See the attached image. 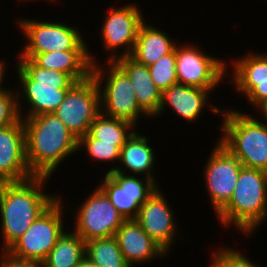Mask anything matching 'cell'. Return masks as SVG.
<instances>
[{
    "instance_id": "cell-13",
    "label": "cell",
    "mask_w": 267,
    "mask_h": 267,
    "mask_svg": "<svg viewBox=\"0 0 267 267\" xmlns=\"http://www.w3.org/2000/svg\"><path fill=\"white\" fill-rule=\"evenodd\" d=\"M139 175L110 172L101 179L99 188L106 194L125 220L136 219L141 205L159 187L152 179Z\"/></svg>"
},
{
    "instance_id": "cell-23",
    "label": "cell",
    "mask_w": 267,
    "mask_h": 267,
    "mask_svg": "<svg viewBox=\"0 0 267 267\" xmlns=\"http://www.w3.org/2000/svg\"><path fill=\"white\" fill-rule=\"evenodd\" d=\"M85 257V241L73 230L59 237L42 267H77Z\"/></svg>"
},
{
    "instance_id": "cell-7",
    "label": "cell",
    "mask_w": 267,
    "mask_h": 267,
    "mask_svg": "<svg viewBox=\"0 0 267 267\" xmlns=\"http://www.w3.org/2000/svg\"><path fill=\"white\" fill-rule=\"evenodd\" d=\"M62 198H58L7 252L15 258L42 263L65 232Z\"/></svg>"
},
{
    "instance_id": "cell-17",
    "label": "cell",
    "mask_w": 267,
    "mask_h": 267,
    "mask_svg": "<svg viewBox=\"0 0 267 267\" xmlns=\"http://www.w3.org/2000/svg\"><path fill=\"white\" fill-rule=\"evenodd\" d=\"M211 91L180 83L174 84L162 92L161 105L156 116H160L165 111V107H170L181 117V120L193 123L204 112L207 104L214 114L221 115L220 107L211 106L212 103L209 101Z\"/></svg>"
},
{
    "instance_id": "cell-30",
    "label": "cell",
    "mask_w": 267,
    "mask_h": 267,
    "mask_svg": "<svg viewBox=\"0 0 267 267\" xmlns=\"http://www.w3.org/2000/svg\"><path fill=\"white\" fill-rule=\"evenodd\" d=\"M18 109L17 89H9L0 93V128L21 120Z\"/></svg>"
},
{
    "instance_id": "cell-19",
    "label": "cell",
    "mask_w": 267,
    "mask_h": 267,
    "mask_svg": "<svg viewBox=\"0 0 267 267\" xmlns=\"http://www.w3.org/2000/svg\"><path fill=\"white\" fill-rule=\"evenodd\" d=\"M89 49L54 51L42 54H19L18 59H31L37 66L70 75L76 82L88 79L97 60Z\"/></svg>"
},
{
    "instance_id": "cell-36",
    "label": "cell",
    "mask_w": 267,
    "mask_h": 267,
    "mask_svg": "<svg viewBox=\"0 0 267 267\" xmlns=\"http://www.w3.org/2000/svg\"><path fill=\"white\" fill-rule=\"evenodd\" d=\"M19 1H22V0H19ZM23 1L25 2L26 0H23ZM27 1H28V0H27ZM47 1H48V0H46V2H47ZM50 1H51V2H52V1L55 2V0H49V2H50Z\"/></svg>"
},
{
    "instance_id": "cell-4",
    "label": "cell",
    "mask_w": 267,
    "mask_h": 267,
    "mask_svg": "<svg viewBox=\"0 0 267 267\" xmlns=\"http://www.w3.org/2000/svg\"><path fill=\"white\" fill-rule=\"evenodd\" d=\"M16 62L17 67L15 69H17L16 73L20 80L19 83H21L19 84L21 86L18 87L19 91L17 89L18 109L21 118L54 113L76 81L64 72L41 68L31 59H19ZM21 99L27 101L26 105L29 104L30 106H28L29 109L26 110L25 114L22 111L24 108Z\"/></svg>"
},
{
    "instance_id": "cell-14",
    "label": "cell",
    "mask_w": 267,
    "mask_h": 267,
    "mask_svg": "<svg viewBox=\"0 0 267 267\" xmlns=\"http://www.w3.org/2000/svg\"><path fill=\"white\" fill-rule=\"evenodd\" d=\"M204 166V181L217 214L231 199L242 163L218 141Z\"/></svg>"
},
{
    "instance_id": "cell-22",
    "label": "cell",
    "mask_w": 267,
    "mask_h": 267,
    "mask_svg": "<svg viewBox=\"0 0 267 267\" xmlns=\"http://www.w3.org/2000/svg\"><path fill=\"white\" fill-rule=\"evenodd\" d=\"M178 43L173 38L144 21L137 34L135 46L130 55L137 62L149 66L157 62L162 56L170 53Z\"/></svg>"
},
{
    "instance_id": "cell-8",
    "label": "cell",
    "mask_w": 267,
    "mask_h": 267,
    "mask_svg": "<svg viewBox=\"0 0 267 267\" xmlns=\"http://www.w3.org/2000/svg\"><path fill=\"white\" fill-rule=\"evenodd\" d=\"M49 21V22H48ZM18 19L19 30L27 41L19 54H42L54 51L89 49L77 27L57 21ZM77 28V29H76Z\"/></svg>"
},
{
    "instance_id": "cell-15",
    "label": "cell",
    "mask_w": 267,
    "mask_h": 267,
    "mask_svg": "<svg viewBox=\"0 0 267 267\" xmlns=\"http://www.w3.org/2000/svg\"><path fill=\"white\" fill-rule=\"evenodd\" d=\"M161 191L163 190L159 185L141 205L135 220L169 254L171 246L176 240L175 237H177L178 226L174 212Z\"/></svg>"
},
{
    "instance_id": "cell-6",
    "label": "cell",
    "mask_w": 267,
    "mask_h": 267,
    "mask_svg": "<svg viewBox=\"0 0 267 267\" xmlns=\"http://www.w3.org/2000/svg\"><path fill=\"white\" fill-rule=\"evenodd\" d=\"M104 66L97 63L92 67V76L100 90L101 113L129 121L134 126L141 116L150 118L140 108L128 76L114 62L106 61Z\"/></svg>"
},
{
    "instance_id": "cell-12",
    "label": "cell",
    "mask_w": 267,
    "mask_h": 267,
    "mask_svg": "<svg viewBox=\"0 0 267 267\" xmlns=\"http://www.w3.org/2000/svg\"><path fill=\"white\" fill-rule=\"evenodd\" d=\"M108 11L100 29V37L103 40V47L111 52L107 61L113 62L117 58L132 54L139 27L145 19L140 7L135 3H128L123 7L111 6ZM120 49L124 50L118 54Z\"/></svg>"
},
{
    "instance_id": "cell-32",
    "label": "cell",
    "mask_w": 267,
    "mask_h": 267,
    "mask_svg": "<svg viewBox=\"0 0 267 267\" xmlns=\"http://www.w3.org/2000/svg\"><path fill=\"white\" fill-rule=\"evenodd\" d=\"M0 252V267H42V263L15 258L7 251Z\"/></svg>"
},
{
    "instance_id": "cell-18",
    "label": "cell",
    "mask_w": 267,
    "mask_h": 267,
    "mask_svg": "<svg viewBox=\"0 0 267 267\" xmlns=\"http://www.w3.org/2000/svg\"><path fill=\"white\" fill-rule=\"evenodd\" d=\"M115 237L126 262L134 267L156 258H163L168 253L158 245L135 219L125 220L116 231ZM163 256V257H162ZM153 259V260H152Z\"/></svg>"
},
{
    "instance_id": "cell-3",
    "label": "cell",
    "mask_w": 267,
    "mask_h": 267,
    "mask_svg": "<svg viewBox=\"0 0 267 267\" xmlns=\"http://www.w3.org/2000/svg\"><path fill=\"white\" fill-rule=\"evenodd\" d=\"M216 215L223 228L232 224L247 237L257 231L267 220V172L243 166L231 199Z\"/></svg>"
},
{
    "instance_id": "cell-21",
    "label": "cell",
    "mask_w": 267,
    "mask_h": 267,
    "mask_svg": "<svg viewBox=\"0 0 267 267\" xmlns=\"http://www.w3.org/2000/svg\"><path fill=\"white\" fill-rule=\"evenodd\" d=\"M148 138L142 134L140 135L135 130L121 148L119 159V163L121 164L119 166L114 165L106 173L120 172L126 175L140 176L143 174V177H148L159 185L157 178H154V174L156 175V173L153 171L156 162L155 152L150 146V140Z\"/></svg>"
},
{
    "instance_id": "cell-11",
    "label": "cell",
    "mask_w": 267,
    "mask_h": 267,
    "mask_svg": "<svg viewBox=\"0 0 267 267\" xmlns=\"http://www.w3.org/2000/svg\"><path fill=\"white\" fill-rule=\"evenodd\" d=\"M76 208L73 230L86 242L95 238L115 236L125 221L106 194L96 187L86 200Z\"/></svg>"
},
{
    "instance_id": "cell-35",
    "label": "cell",
    "mask_w": 267,
    "mask_h": 267,
    "mask_svg": "<svg viewBox=\"0 0 267 267\" xmlns=\"http://www.w3.org/2000/svg\"><path fill=\"white\" fill-rule=\"evenodd\" d=\"M77 267H99L96 263L91 261L86 255L85 257L80 261L79 265Z\"/></svg>"
},
{
    "instance_id": "cell-10",
    "label": "cell",
    "mask_w": 267,
    "mask_h": 267,
    "mask_svg": "<svg viewBox=\"0 0 267 267\" xmlns=\"http://www.w3.org/2000/svg\"><path fill=\"white\" fill-rule=\"evenodd\" d=\"M225 60L207 55L197 45H176V75L178 83L213 90L228 74Z\"/></svg>"
},
{
    "instance_id": "cell-20",
    "label": "cell",
    "mask_w": 267,
    "mask_h": 267,
    "mask_svg": "<svg viewBox=\"0 0 267 267\" xmlns=\"http://www.w3.org/2000/svg\"><path fill=\"white\" fill-rule=\"evenodd\" d=\"M113 62L128 76L140 108L150 118H155L161 105L162 92L154 84L148 66L137 62L130 55Z\"/></svg>"
},
{
    "instance_id": "cell-16",
    "label": "cell",
    "mask_w": 267,
    "mask_h": 267,
    "mask_svg": "<svg viewBox=\"0 0 267 267\" xmlns=\"http://www.w3.org/2000/svg\"><path fill=\"white\" fill-rule=\"evenodd\" d=\"M26 160L24 122L0 128V183L32 178Z\"/></svg>"
},
{
    "instance_id": "cell-27",
    "label": "cell",
    "mask_w": 267,
    "mask_h": 267,
    "mask_svg": "<svg viewBox=\"0 0 267 267\" xmlns=\"http://www.w3.org/2000/svg\"><path fill=\"white\" fill-rule=\"evenodd\" d=\"M154 84L163 92L170 86L177 84L176 75V46L157 62L148 66Z\"/></svg>"
},
{
    "instance_id": "cell-29",
    "label": "cell",
    "mask_w": 267,
    "mask_h": 267,
    "mask_svg": "<svg viewBox=\"0 0 267 267\" xmlns=\"http://www.w3.org/2000/svg\"><path fill=\"white\" fill-rule=\"evenodd\" d=\"M229 247L220 248L213 251L210 267H259L253 263L240 250ZM255 264V265H254Z\"/></svg>"
},
{
    "instance_id": "cell-5",
    "label": "cell",
    "mask_w": 267,
    "mask_h": 267,
    "mask_svg": "<svg viewBox=\"0 0 267 267\" xmlns=\"http://www.w3.org/2000/svg\"><path fill=\"white\" fill-rule=\"evenodd\" d=\"M221 114L222 136L217 141L244 167L267 172V123L232 108Z\"/></svg>"
},
{
    "instance_id": "cell-26",
    "label": "cell",
    "mask_w": 267,
    "mask_h": 267,
    "mask_svg": "<svg viewBox=\"0 0 267 267\" xmlns=\"http://www.w3.org/2000/svg\"><path fill=\"white\" fill-rule=\"evenodd\" d=\"M248 52L242 57L233 59L231 63L233 80L229 82H266L267 81V53Z\"/></svg>"
},
{
    "instance_id": "cell-34",
    "label": "cell",
    "mask_w": 267,
    "mask_h": 267,
    "mask_svg": "<svg viewBox=\"0 0 267 267\" xmlns=\"http://www.w3.org/2000/svg\"><path fill=\"white\" fill-rule=\"evenodd\" d=\"M256 108H258L256 110H260L263 122L267 123V98L262 101Z\"/></svg>"
},
{
    "instance_id": "cell-28",
    "label": "cell",
    "mask_w": 267,
    "mask_h": 267,
    "mask_svg": "<svg viewBox=\"0 0 267 267\" xmlns=\"http://www.w3.org/2000/svg\"><path fill=\"white\" fill-rule=\"evenodd\" d=\"M123 146H116L114 143L100 142L98 139H94L89 133L84 135L78 140V149H85L86 153L93 160L97 162H118L120 159V152Z\"/></svg>"
},
{
    "instance_id": "cell-33",
    "label": "cell",
    "mask_w": 267,
    "mask_h": 267,
    "mask_svg": "<svg viewBox=\"0 0 267 267\" xmlns=\"http://www.w3.org/2000/svg\"><path fill=\"white\" fill-rule=\"evenodd\" d=\"M2 60H0V93L9 90V88H3V85H4L3 81L5 80L4 77H5V71H6V67H5L6 63L4 62L5 61L4 59Z\"/></svg>"
},
{
    "instance_id": "cell-1",
    "label": "cell",
    "mask_w": 267,
    "mask_h": 267,
    "mask_svg": "<svg viewBox=\"0 0 267 267\" xmlns=\"http://www.w3.org/2000/svg\"><path fill=\"white\" fill-rule=\"evenodd\" d=\"M49 177L33 176L20 182L0 183L2 249L7 251L59 196L43 189Z\"/></svg>"
},
{
    "instance_id": "cell-2",
    "label": "cell",
    "mask_w": 267,
    "mask_h": 267,
    "mask_svg": "<svg viewBox=\"0 0 267 267\" xmlns=\"http://www.w3.org/2000/svg\"><path fill=\"white\" fill-rule=\"evenodd\" d=\"M26 160L33 176L51 177L61 162L78 149V139L53 114L22 118Z\"/></svg>"
},
{
    "instance_id": "cell-9",
    "label": "cell",
    "mask_w": 267,
    "mask_h": 267,
    "mask_svg": "<svg viewBox=\"0 0 267 267\" xmlns=\"http://www.w3.org/2000/svg\"><path fill=\"white\" fill-rule=\"evenodd\" d=\"M101 113L100 90L95 78L76 82L54 115L78 140L89 132L95 118Z\"/></svg>"
},
{
    "instance_id": "cell-25",
    "label": "cell",
    "mask_w": 267,
    "mask_h": 267,
    "mask_svg": "<svg viewBox=\"0 0 267 267\" xmlns=\"http://www.w3.org/2000/svg\"><path fill=\"white\" fill-rule=\"evenodd\" d=\"M85 255L99 267H131L124 259L115 236L86 241Z\"/></svg>"
},
{
    "instance_id": "cell-24",
    "label": "cell",
    "mask_w": 267,
    "mask_h": 267,
    "mask_svg": "<svg viewBox=\"0 0 267 267\" xmlns=\"http://www.w3.org/2000/svg\"><path fill=\"white\" fill-rule=\"evenodd\" d=\"M136 126L131 122L110 118L100 113L90 126L89 134L100 142L114 143L123 146L126 140L133 134Z\"/></svg>"
},
{
    "instance_id": "cell-31",
    "label": "cell",
    "mask_w": 267,
    "mask_h": 267,
    "mask_svg": "<svg viewBox=\"0 0 267 267\" xmlns=\"http://www.w3.org/2000/svg\"><path fill=\"white\" fill-rule=\"evenodd\" d=\"M243 96H245L254 108L267 98L266 82H230Z\"/></svg>"
}]
</instances>
